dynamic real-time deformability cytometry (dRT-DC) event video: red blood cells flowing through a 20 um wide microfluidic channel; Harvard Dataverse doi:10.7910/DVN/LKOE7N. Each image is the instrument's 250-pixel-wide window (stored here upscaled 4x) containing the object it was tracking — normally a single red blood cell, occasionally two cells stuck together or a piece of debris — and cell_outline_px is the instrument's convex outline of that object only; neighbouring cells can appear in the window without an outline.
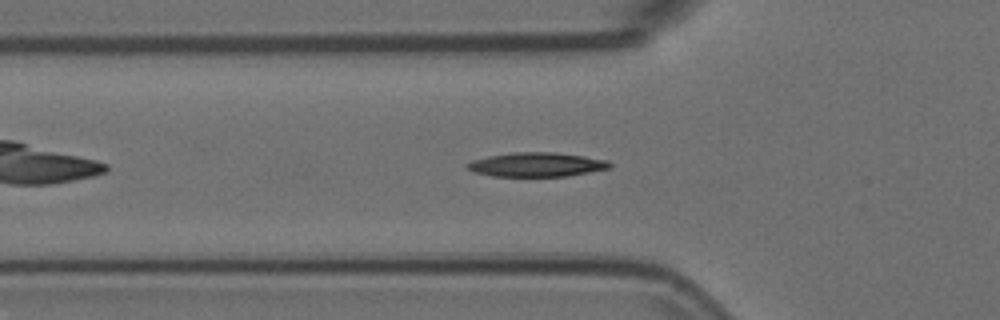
{"species": "Egyptian fruit bat (a non-hibernating species)", "species_latin": "Rousettus aegyptiacus", "temperature_condition": "room temperature", "stored_images_in_passage": 45, "segment_of_instrument_passage": [1, 2], "camera_frame_rate_fps": 3000, "um_per_image_px": 0.085, "animal": {"sex": "female"}, "frame": {"image": 1, "passage_image": 8, "time_ms": 2.333, "image_size_px": [1000, 320], "cell_outline_px": [[612, 168], [568, 176], [492, 176], [472, 172], [464, 164], [472, 160], [488, 156], [512, 152], [556, 152], [584, 156], [608, 160], [612, 164]], "centroid_in_image_um": [45.62, 13.99], "position_along_channel_um": 80.2, "area_um2": 20.29}}
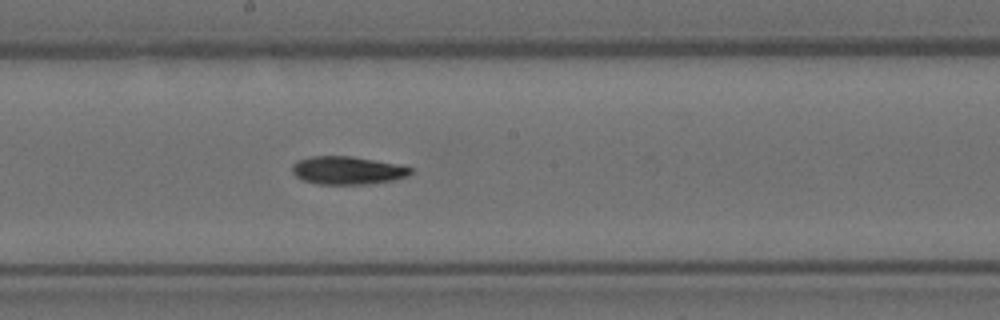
{"frame": {"image": 2, "passage_image": 19, "time_ms": 6.0, "image_size_px": [1000, 320], "cell_outline_px": [[412, 172], [408, 176], [392, 180], [368, 184], [320, 184], [300, 180], [292, 172], [292, 164], [296, 160], [312, 156], [352, 156], [412, 168]], "centroid_in_image_um": [29.46, 14.49], "position_along_channel_um": 218.7, "area_um2": 19.19}}
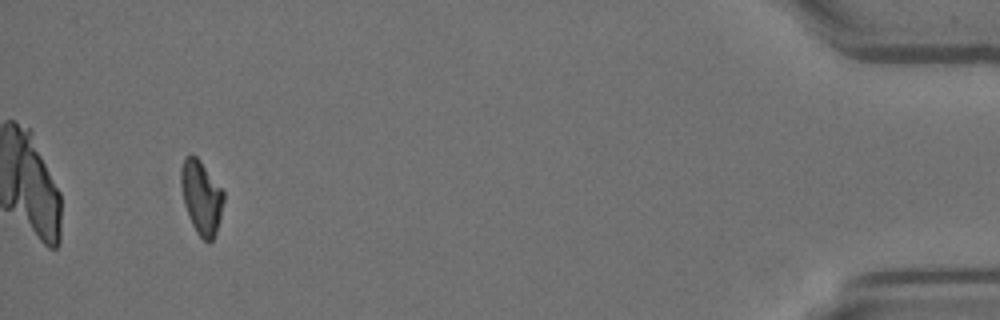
{"frame": {"image": 3, "passage_image": 41, "time_ms": 13.333, "image_size_px": [1000, 320], "cell_outline_px": [[224, 200], [220, 220], [216, 232], [212, 240], [208, 244], [196, 232], [192, 224], [184, 204], [180, 184], [180, 172], [184, 156], [196, 156], [200, 160], [224, 192]], "centroid_in_image_um": [17.11, 16.78], "position_along_channel_um": 418.1, "area_um2": 18.26}}